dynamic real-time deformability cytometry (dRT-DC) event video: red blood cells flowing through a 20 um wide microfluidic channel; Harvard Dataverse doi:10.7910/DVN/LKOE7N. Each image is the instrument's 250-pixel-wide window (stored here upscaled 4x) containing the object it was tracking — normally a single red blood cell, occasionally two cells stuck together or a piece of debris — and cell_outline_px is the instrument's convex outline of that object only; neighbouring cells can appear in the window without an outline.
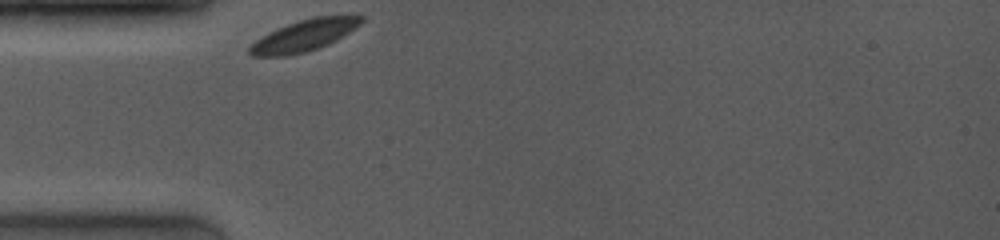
{"species": "common noctule bat (a hibernating species)", "species_latin": "Nyctalus noctula", "temperature_condition": "room temperature", "stored_images_in_passage": 1, "camera_frame_rate_fps": 4000, "um_per_image_px": 0.085, "animal": {"sex": "female", "body_mass_g": 19.0, "forearm_length_mm": 53.3}, "frame": {"image": 1, "passage_image": 1, "time_ms": 0.0, "image_size_px": [1000, 240], "cell_outline_px": [[364, 20], [360, 24], [336, 40], [320, 48], [304, 52], [284, 56], [252, 56], [248, 52], [248, 48], [256, 40], [268, 32], [276, 28], [312, 16], [364, 16]], "centroid_in_image_um": [25.82, 3.02], "position_along_channel_um": 59.2, "area_um2": 20.23}}